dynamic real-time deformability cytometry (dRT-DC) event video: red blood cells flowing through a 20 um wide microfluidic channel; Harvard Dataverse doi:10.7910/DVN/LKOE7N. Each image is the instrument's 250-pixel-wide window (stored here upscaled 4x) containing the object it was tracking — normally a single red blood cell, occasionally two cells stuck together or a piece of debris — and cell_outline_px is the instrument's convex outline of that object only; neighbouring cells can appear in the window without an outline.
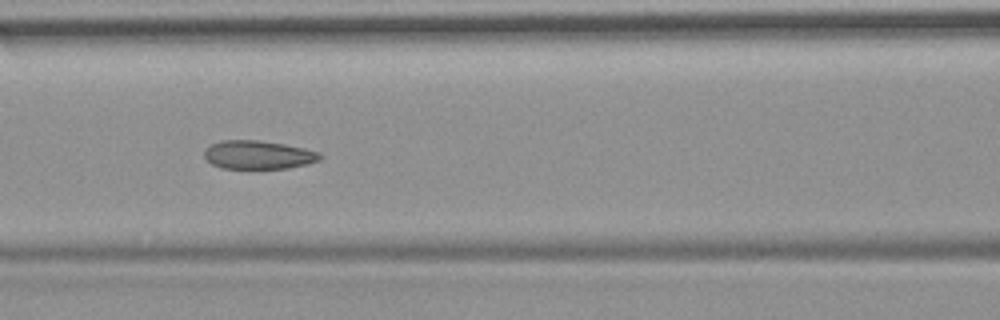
{"species": "common noctule bat (a hibernating species)", "species_latin": "Nyctalus noctula", "temperature_condition": "room temperature", "stored_images_in_passage": 8, "camera_frame_rate_fps": 3000, "um_per_image_px": 0.085, "animal": {"sex": "female", "body_mass_g": 19.9}, "frame": {"image": 1, "passage_image": 5, "time_ms": 5.333, "image_size_px": [1000, 320], "cell_outline_px": [[324, 156], [320, 160], [308, 164], [288, 168], [220, 168], [212, 164], [204, 156], [204, 148], [208, 144], [220, 140], [260, 140], [284, 144], [304, 148], [320, 152]], "centroid_in_image_um": [21.94, 13.15], "position_along_channel_um": 144.7, "area_um2": 19.48}}
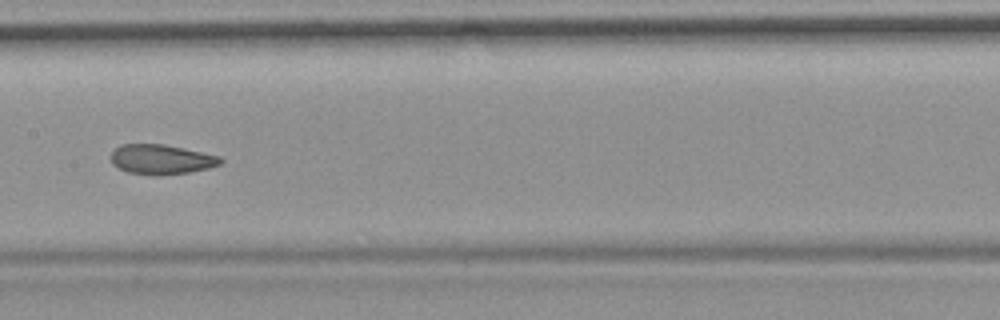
{"frame": {"image": 2, "passage_image": 6, "time_ms": 6.667, "image_size_px": [1000, 320], "cell_outline_px": [[224, 160], [220, 164], [208, 168], [188, 172], [160, 176], [152, 176], [128, 172], [112, 164], [112, 152], [120, 144], [164, 144], [220, 156]], "centroid_in_image_um": [13.71, 13.55], "position_along_channel_um": 193.7, "area_um2": 19.02}}